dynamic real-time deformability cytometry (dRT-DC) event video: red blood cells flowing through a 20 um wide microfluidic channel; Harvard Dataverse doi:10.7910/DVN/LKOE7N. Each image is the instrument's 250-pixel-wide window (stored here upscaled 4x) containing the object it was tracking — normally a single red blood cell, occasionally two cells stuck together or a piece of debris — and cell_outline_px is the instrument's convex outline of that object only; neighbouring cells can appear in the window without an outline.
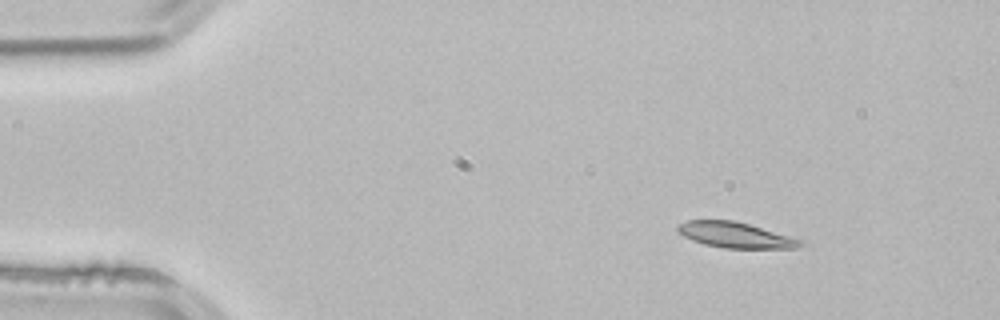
{"species": "common noctule bat (a hibernating species)", "species_latin": "Nyctalus noctula", "temperature_condition": "room temperature", "stored_images_in_passage": 3, "camera_frame_rate_fps": 3000, "um_per_image_px": 0.085, "animal": {"sex": "male", "body_mass_g": 21.5, "forearm_length_mm": 52.0}, "frame": {"image": 1, "passage_image": 1, "time_ms": 0.0, "image_size_px": [1000, 320], "cell_outline_px": [[804, 244], [796, 248], [724, 248], [704, 244], [692, 240], [676, 232], [676, 224], [688, 220], [732, 220], [748, 224], [804, 240]], "centroid_in_image_um": [62.47, 19.97], "position_along_channel_um": 22.5, "area_um2": 18.32}}
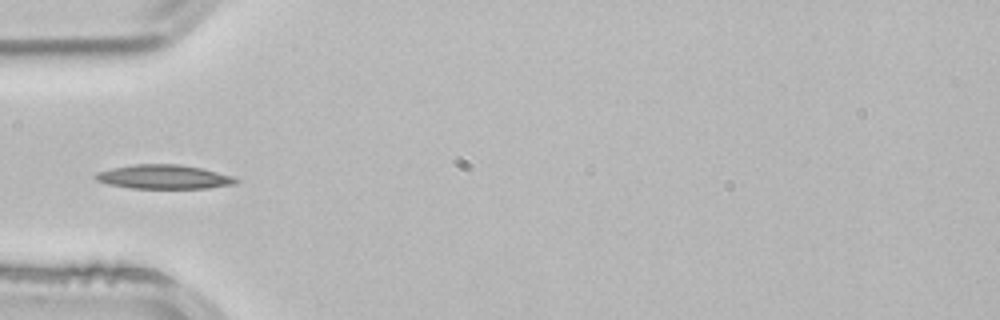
{"frame": {"image": 2, "passage_image": 3, "time_ms": 0.667, "image_size_px": [1000, 320], "cell_outline_px": [[240, 180], [236, 184], [208, 188], [132, 188], [108, 184], [96, 180], [92, 176], [96, 172], [112, 168], [132, 164], [180, 164], [200, 168], [232, 176]], "centroid_in_image_um": [13.9, 15.03], "position_along_channel_um": 71.1, "area_um2": 19.71}}